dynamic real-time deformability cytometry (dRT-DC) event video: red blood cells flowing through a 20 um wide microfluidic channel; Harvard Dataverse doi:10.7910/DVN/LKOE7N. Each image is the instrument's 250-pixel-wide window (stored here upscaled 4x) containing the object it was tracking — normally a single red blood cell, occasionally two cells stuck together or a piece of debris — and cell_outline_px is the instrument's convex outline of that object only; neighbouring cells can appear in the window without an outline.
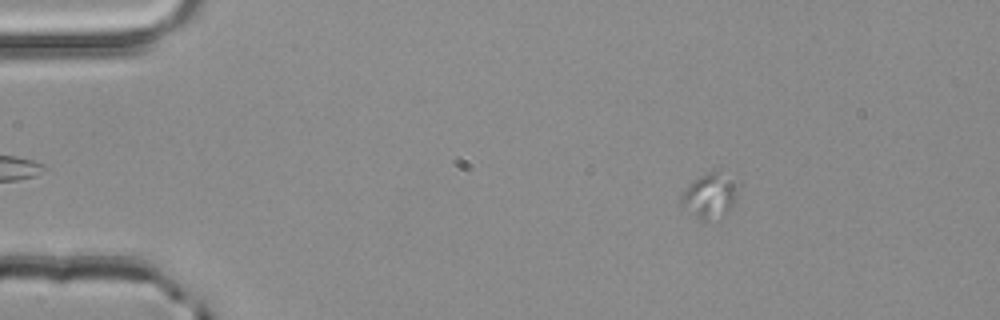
{"species": "common noctule bat (a hibernating species)", "species_latin": "Nyctalus noctula", "temperature_condition": "room temperature", "stored_images_in_passage": 24, "camera_frame_rate_fps": 3000, "um_per_image_px": 0.085, "animal": {"sex": "male", "body_mass_g": 20.4}, "frame": {"image": 1, "passage_image": 10, "time_ms": 3.0, "image_size_px": [1000, 320], "cell_outline_px": [[736, 200], [724, 216], [720, 220], [704, 220], [696, 216], [680, 204], [680, 196], [688, 184], [704, 172], [716, 172], [732, 184], [736, 188]], "centroid_in_image_um": [60.26, 16.7], "position_along_channel_um": 24.7, "area_um2": 14.22}}